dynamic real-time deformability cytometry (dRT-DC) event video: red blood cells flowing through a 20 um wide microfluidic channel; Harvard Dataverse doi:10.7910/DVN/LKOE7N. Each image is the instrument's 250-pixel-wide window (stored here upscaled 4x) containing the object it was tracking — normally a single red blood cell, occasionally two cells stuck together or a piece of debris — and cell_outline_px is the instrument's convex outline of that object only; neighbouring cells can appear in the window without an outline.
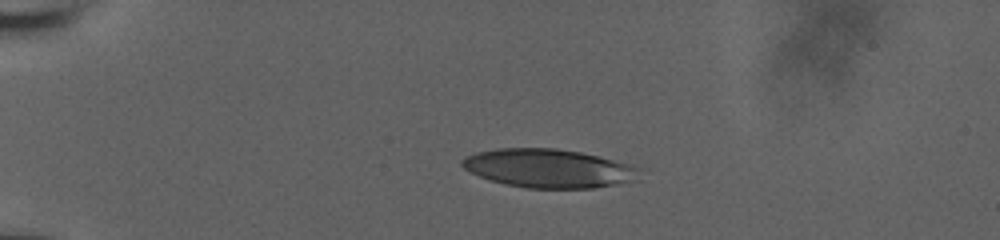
{"species": "human", "species_latin": "Homo sapiens", "temperature_condition": "room temperature", "stored_images_in_passage": 37, "camera_frame_rate_fps": 3000, "um_per_image_px": 0.085, "donor": {"sex": "male"}, "frame": {"image": 1, "passage_image": 1, "time_ms": 0.0, "image_size_px": [1000, 240], "cell_outline_px": [[640, 168], [632, 180], [616, 184], [592, 188], [528, 188], [504, 184], [488, 180], [464, 168], [460, 164], [460, 160], [476, 152], [496, 148], [556, 148], [580, 152], [628, 164]], "centroid_in_image_um": [46.54, 14.3], "position_along_channel_um": 38.5, "area_um2": 39.48}}
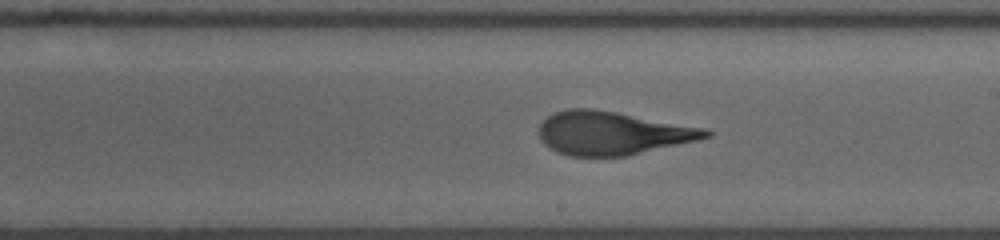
{"frame": {"image": 2, "passage_image": 22, "time_ms": 7.0, "image_size_px": [1000, 240], "cell_outline_px": [[712, 136], [696, 140], [624, 156], [568, 156], [556, 152], [544, 144], [540, 140], [540, 124], [548, 116], [556, 112], [568, 108], [592, 108], [616, 112], [704, 128], [712, 132]], "centroid_in_image_um": [52.0, 11.31], "position_along_channel_um": 237.0, "area_um2": 41.67}}
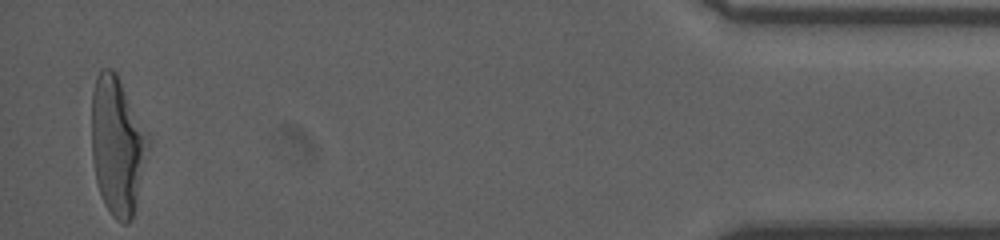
{"frame": {"image": 3, "passage_image": 37, "time_ms": 12.0, "image_size_px": [1000, 240], "cell_outline_px": [[148, 140], [136, 204], [132, 216], [128, 224], [120, 224], [112, 216], [104, 204], [96, 180], [92, 156], [92, 92], [96, 76], [100, 68], [112, 68], [116, 72], [148, 136]], "centroid_in_image_um": [9.93, 12.37], "position_along_channel_um": 425.3, "area_um2": 44.62}, "authors_computed_cell_mechanics": {"area_um2": 41.9628, "velocity_mm_per_s": 3.7367, "shape_relaxation_time_tau1_ms": 5.471, "shape_relaxation_time_tau2_ms": 1.1936, "deformation_change_tau1": 0.2266, "deformation_change_tau2": 0.1042}}